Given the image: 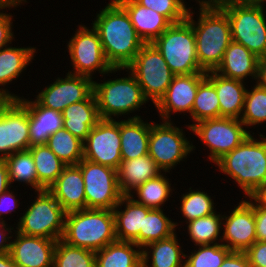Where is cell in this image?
<instances>
[{
	"label": "cell",
	"mask_w": 266,
	"mask_h": 267,
	"mask_svg": "<svg viewBox=\"0 0 266 267\" xmlns=\"http://www.w3.org/2000/svg\"><path fill=\"white\" fill-rule=\"evenodd\" d=\"M19 100L28 109L30 147L47 144L49 137L63 128L62 112L46 108L29 97L22 96Z\"/></svg>",
	"instance_id": "cell-22"
},
{
	"label": "cell",
	"mask_w": 266,
	"mask_h": 267,
	"mask_svg": "<svg viewBox=\"0 0 266 267\" xmlns=\"http://www.w3.org/2000/svg\"><path fill=\"white\" fill-rule=\"evenodd\" d=\"M62 116L63 128L84 142L90 130L101 120L94 93L86 100L66 107Z\"/></svg>",
	"instance_id": "cell-27"
},
{
	"label": "cell",
	"mask_w": 266,
	"mask_h": 267,
	"mask_svg": "<svg viewBox=\"0 0 266 267\" xmlns=\"http://www.w3.org/2000/svg\"><path fill=\"white\" fill-rule=\"evenodd\" d=\"M0 220V254L9 253L14 227ZM7 231V232H6Z\"/></svg>",
	"instance_id": "cell-49"
},
{
	"label": "cell",
	"mask_w": 266,
	"mask_h": 267,
	"mask_svg": "<svg viewBox=\"0 0 266 267\" xmlns=\"http://www.w3.org/2000/svg\"><path fill=\"white\" fill-rule=\"evenodd\" d=\"M233 208L229 215L223 214L221 243L230 251L245 252L257 241L253 196L240 200Z\"/></svg>",
	"instance_id": "cell-16"
},
{
	"label": "cell",
	"mask_w": 266,
	"mask_h": 267,
	"mask_svg": "<svg viewBox=\"0 0 266 267\" xmlns=\"http://www.w3.org/2000/svg\"><path fill=\"white\" fill-rule=\"evenodd\" d=\"M53 267H96L95 252L57 240Z\"/></svg>",
	"instance_id": "cell-41"
},
{
	"label": "cell",
	"mask_w": 266,
	"mask_h": 267,
	"mask_svg": "<svg viewBox=\"0 0 266 267\" xmlns=\"http://www.w3.org/2000/svg\"><path fill=\"white\" fill-rule=\"evenodd\" d=\"M120 119H101L83 142V159L118 170L122 161Z\"/></svg>",
	"instance_id": "cell-15"
},
{
	"label": "cell",
	"mask_w": 266,
	"mask_h": 267,
	"mask_svg": "<svg viewBox=\"0 0 266 267\" xmlns=\"http://www.w3.org/2000/svg\"><path fill=\"white\" fill-rule=\"evenodd\" d=\"M259 58L242 44L232 41L224 54L221 64L215 70L219 75L241 81H257ZM254 79V80H253Z\"/></svg>",
	"instance_id": "cell-24"
},
{
	"label": "cell",
	"mask_w": 266,
	"mask_h": 267,
	"mask_svg": "<svg viewBox=\"0 0 266 267\" xmlns=\"http://www.w3.org/2000/svg\"><path fill=\"white\" fill-rule=\"evenodd\" d=\"M34 193L37 195L34 196L33 202L18 218L16 231L28 236L61 239L66 211L48 190L34 191Z\"/></svg>",
	"instance_id": "cell-7"
},
{
	"label": "cell",
	"mask_w": 266,
	"mask_h": 267,
	"mask_svg": "<svg viewBox=\"0 0 266 267\" xmlns=\"http://www.w3.org/2000/svg\"><path fill=\"white\" fill-rule=\"evenodd\" d=\"M187 224V234L195 246L221 243L223 215L215 212L211 215L200 217ZM218 240V241H217Z\"/></svg>",
	"instance_id": "cell-35"
},
{
	"label": "cell",
	"mask_w": 266,
	"mask_h": 267,
	"mask_svg": "<svg viewBox=\"0 0 266 267\" xmlns=\"http://www.w3.org/2000/svg\"><path fill=\"white\" fill-rule=\"evenodd\" d=\"M0 267H18V266L11 258L10 253H2L0 254Z\"/></svg>",
	"instance_id": "cell-54"
},
{
	"label": "cell",
	"mask_w": 266,
	"mask_h": 267,
	"mask_svg": "<svg viewBox=\"0 0 266 267\" xmlns=\"http://www.w3.org/2000/svg\"><path fill=\"white\" fill-rule=\"evenodd\" d=\"M188 192L181 194L180 199V212L185 222L205 217L216 212L214 200L207 193L199 189L188 188Z\"/></svg>",
	"instance_id": "cell-39"
},
{
	"label": "cell",
	"mask_w": 266,
	"mask_h": 267,
	"mask_svg": "<svg viewBox=\"0 0 266 267\" xmlns=\"http://www.w3.org/2000/svg\"><path fill=\"white\" fill-rule=\"evenodd\" d=\"M46 145L66 166L77 165L83 159V141L65 128L52 134Z\"/></svg>",
	"instance_id": "cell-37"
},
{
	"label": "cell",
	"mask_w": 266,
	"mask_h": 267,
	"mask_svg": "<svg viewBox=\"0 0 266 267\" xmlns=\"http://www.w3.org/2000/svg\"><path fill=\"white\" fill-rule=\"evenodd\" d=\"M128 13L137 35L145 44L153 43L172 23L163 15L139 5L135 0H116Z\"/></svg>",
	"instance_id": "cell-26"
},
{
	"label": "cell",
	"mask_w": 266,
	"mask_h": 267,
	"mask_svg": "<svg viewBox=\"0 0 266 267\" xmlns=\"http://www.w3.org/2000/svg\"><path fill=\"white\" fill-rule=\"evenodd\" d=\"M91 25L97 30L106 60L113 68H126L145 44L116 0L99 10Z\"/></svg>",
	"instance_id": "cell-2"
},
{
	"label": "cell",
	"mask_w": 266,
	"mask_h": 267,
	"mask_svg": "<svg viewBox=\"0 0 266 267\" xmlns=\"http://www.w3.org/2000/svg\"><path fill=\"white\" fill-rule=\"evenodd\" d=\"M259 201L266 204V183L263 188L255 196Z\"/></svg>",
	"instance_id": "cell-55"
},
{
	"label": "cell",
	"mask_w": 266,
	"mask_h": 267,
	"mask_svg": "<svg viewBox=\"0 0 266 267\" xmlns=\"http://www.w3.org/2000/svg\"><path fill=\"white\" fill-rule=\"evenodd\" d=\"M77 27L74 35L67 42L66 49L73 67V70H68V73L94 79L93 74L96 71L103 77L123 70V68H113L106 60L99 34L93 26L91 29L84 24Z\"/></svg>",
	"instance_id": "cell-9"
},
{
	"label": "cell",
	"mask_w": 266,
	"mask_h": 267,
	"mask_svg": "<svg viewBox=\"0 0 266 267\" xmlns=\"http://www.w3.org/2000/svg\"><path fill=\"white\" fill-rule=\"evenodd\" d=\"M4 160L8 167L11 186L14 182H23V185L32 187L35 192L45 190L38 182L35 162L29 150L15 152Z\"/></svg>",
	"instance_id": "cell-33"
},
{
	"label": "cell",
	"mask_w": 266,
	"mask_h": 267,
	"mask_svg": "<svg viewBox=\"0 0 266 267\" xmlns=\"http://www.w3.org/2000/svg\"><path fill=\"white\" fill-rule=\"evenodd\" d=\"M27 2V0H0V9L5 8L8 10L11 9H16V7L20 5H24Z\"/></svg>",
	"instance_id": "cell-53"
},
{
	"label": "cell",
	"mask_w": 266,
	"mask_h": 267,
	"mask_svg": "<svg viewBox=\"0 0 266 267\" xmlns=\"http://www.w3.org/2000/svg\"><path fill=\"white\" fill-rule=\"evenodd\" d=\"M228 16L232 41L242 44L258 58L266 57V6L217 4Z\"/></svg>",
	"instance_id": "cell-8"
},
{
	"label": "cell",
	"mask_w": 266,
	"mask_h": 267,
	"mask_svg": "<svg viewBox=\"0 0 266 267\" xmlns=\"http://www.w3.org/2000/svg\"><path fill=\"white\" fill-rule=\"evenodd\" d=\"M124 70L128 72L127 77L105 80L104 76L102 83L96 80L93 82V93L101 119L116 120L122 115H127L128 119L142 118L137 114L131 117L129 115L140 112L143 104L146 105L149 101L144 97L135 76L127 68H123Z\"/></svg>",
	"instance_id": "cell-5"
},
{
	"label": "cell",
	"mask_w": 266,
	"mask_h": 267,
	"mask_svg": "<svg viewBox=\"0 0 266 267\" xmlns=\"http://www.w3.org/2000/svg\"><path fill=\"white\" fill-rule=\"evenodd\" d=\"M166 173L168 174V172H162L157 177L149 179L132 191L129 196L135 202L148 208L162 209L174 191V187H171V181L167 178Z\"/></svg>",
	"instance_id": "cell-32"
},
{
	"label": "cell",
	"mask_w": 266,
	"mask_h": 267,
	"mask_svg": "<svg viewBox=\"0 0 266 267\" xmlns=\"http://www.w3.org/2000/svg\"><path fill=\"white\" fill-rule=\"evenodd\" d=\"M206 78L217 92L220 117L240 119L247 92L246 83L237 79L223 77L215 71H208Z\"/></svg>",
	"instance_id": "cell-25"
},
{
	"label": "cell",
	"mask_w": 266,
	"mask_h": 267,
	"mask_svg": "<svg viewBox=\"0 0 266 267\" xmlns=\"http://www.w3.org/2000/svg\"><path fill=\"white\" fill-rule=\"evenodd\" d=\"M29 148L27 107L19 99L0 100V159Z\"/></svg>",
	"instance_id": "cell-14"
},
{
	"label": "cell",
	"mask_w": 266,
	"mask_h": 267,
	"mask_svg": "<svg viewBox=\"0 0 266 267\" xmlns=\"http://www.w3.org/2000/svg\"><path fill=\"white\" fill-rule=\"evenodd\" d=\"M162 173L156 162L147 154L121 161L117 170L118 185L122 195H129L141 184Z\"/></svg>",
	"instance_id": "cell-28"
},
{
	"label": "cell",
	"mask_w": 266,
	"mask_h": 267,
	"mask_svg": "<svg viewBox=\"0 0 266 267\" xmlns=\"http://www.w3.org/2000/svg\"><path fill=\"white\" fill-rule=\"evenodd\" d=\"M174 121H150L148 155L156 162L162 172H172L184 159L189 157L196 146L186 136L182 126ZM172 169V170H171Z\"/></svg>",
	"instance_id": "cell-10"
},
{
	"label": "cell",
	"mask_w": 266,
	"mask_h": 267,
	"mask_svg": "<svg viewBox=\"0 0 266 267\" xmlns=\"http://www.w3.org/2000/svg\"><path fill=\"white\" fill-rule=\"evenodd\" d=\"M220 267H252L245 252L232 251Z\"/></svg>",
	"instance_id": "cell-48"
},
{
	"label": "cell",
	"mask_w": 266,
	"mask_h": 267,
	"mask_svg": "<svg viewBox=\"0 0 266 267\" xmlns=\"http://www.w3.org/2000/svg\"><path fill=\"white\" fill-rule=\"evenodd\" d=\"M220 118V106L214 85L205 77L198 86L195 101L191 111L193 122L189 123V127L193 124L204 120Z\"/></svg>",
	"instance_id": "cell-38"
},
{
	"label": "cell",
	"mask_w": 266,
	"mask_h": 267,
	"mask_svg": "<svg viewBox=\"0 0 266 267\" xmlns=\"http://www.w3.org/2000/svg\"><path fill=\"white\" fill-rule=\"evenodd\" d=\"M206 77V73L175 75L167 88L165 95L154 106L162 121H172L171 115L190 114L195 101L199 83ZM187 114H185V113Z\"/></svg>",
	"instance_id": "cell-18"
},
{
	"label": "cell",
	"mask_w": 266,
	"mask_h": 267,
	"mask_svg": "<svg viewBox=\"0 0 266 267\" xmlns=\"http://www.w3.org/2000/svg\"><path fill=\"white\" fill-rule=\"evenodd\" d=\"M126 68L135 76L144 97L154 106L165 95L175 76L152 43L144 44Z\"/></svg>",
	"instance_id": "cell-11"
},
{
	"label": "cell",
	"mask_w": 266,
	"mask_h": 267,
	"mask_svg": "<svg viewBox=\"0 0 266 267\" xmlns=\"http://www.w3.org/2000/svg\"><path fill=\"white\" fill-rule=\"evenodd\" d=\"M152 44L174 75L207 73L198 63L195 35L187 20L170 25Z\"/></svg>",
	"instance_id": "cell-6"
},
{
	"label": "cell",
	"mask_w": 266,
	"mask_h": 267,
	"mask_svg": "<svg viewBox=\"0 0 266 267\" xmlns=\"http://www.w3.org/2000/svg\"><path fill=\"white\" fill-rule=\"evenodd\" d=\"M177 235L174 233L143 247L142 267H185V252L182 251L185 249L178 243Z\"/></svg>",
	"instance_id": "cell-29"
},
{
	"label": "cell",
	"mask_w": 266,
	"mask_h": 267,
	"mask_svg": "<svg viewBox=\"0 0 266 267\" xmlns=\"http://www.w3.org/2000/svg\"><path fill=\"white\" fill-rule=\"evenodd\" d=\"M48 191L66 212L86 209L84 180L78 165L65 166Z\"/></svg>",
	"instance_id": "cell-20"
},
{
	"label": "cell",
	"mask_w": 266,
	"mask_h": 267,
	"mask_svg": "<svg viewBox=\"0 0 266 267\" xmlns=\"http://www.w3.org/2000/svg\"><path fill=\"white\" fill-rule=\"evenodd\" d=\"M199 17L190 7L187 21L192 25L196 40V54L200 67L215 71L221 64L228 45L232 42L231 25L227 14L213 0H195Z\"/></svg>",
	"instance_id": "cell-1"
},
{
	"label": "cell",
	"mask_w": 266,
	"mask_h": 267,
	"mask_svg": "<svg viewBox=\"0 0 266 267\" xmlns=\"http://www.w3.org/2000/svg\"><path fill=\"white\" fill-rule=\"evenodd\" d=\"M164 209H151L144 217L143 229H140V248L147 244L170 237L176 233L178 222L167 217Z\"/></svg>",
	"instance_id": "cell-36"
},
{
	"label": "cell",
	"mask_w": 266,
	"mask_h": 267,
	"mask_svg": "<svg viewBox=\"0 0 266 267\" xmlns=\"http://www.w3.org/2000/svg\"><path fill=\"white\" fill-rule=\"evenodd\" d=\"M142 249L131 241L116 240L95 252L96 267H142Z\"/></svg>",
	"instance_id": "cell-31"
},
{
	"label": "cell",
	"mask_w": 266,
	"mask_h": 267,
	"mask_svg": "<svg viewBox=\"0 0 266 267\" xmlns=\"http://www.w3.org/2000/svg\"><path fill=\"white\" fill-rule=\"evenodd\" d=\"M17 47L8 45L0 50V100L20 98V94L18 96L5 87L22 76L37 53L33 46Z\"/></svg>",
	"instance_id": "cell-21"
},
{
	"label": "cell",
	"mask_w": 266,
	"mask_h": 267,
	"mask_svg": "<svg viewBox=\"0 0 266 267\" xmlns=\"http://www.w3.org/2000/svg\"><path fill=\"white\" fill-rule=\"evenodd\" d=\"M150 210L151 208L135 202L129 195H123L113 209L116 239L131 241L140 247V229H143L144 217Z\"/></svg>",
	"instance_id": "cell-23"
},
{
	"label": "cell",
	"mask_w": 266,
	"mask_h": 267,
	"mask_svg": "<svg viewBox=\"0 0 266 267\" xmlns=\"http://www.w3.org/2000/svg\"><path fill=\"white\" fill-rule=\"evenodd\" d=\"M28 150L31 152L35 162L38 182L45 190H48L66 165L46 144L32 146Z\"/></svg>",
	"instance_id": "cell-34"
},
{
	"label": "cell",
	"mask_w": 266,
	"mask_h": 267,
	"mask_svg": "<svg viewBox=\"0 0 266 267\" xmlns=\"http://www.w3.org/2000/svg\"><path fill=\"white\" fill-rule=\"evenodd\" d=\"M10 255L18 267H53L57 240L14 231Z\"/></svg>",
	"instance_id": "cell-19"
},
{
	"label": "cell",
	"mask_w": 266,
	"mask_h": 267,
	"mask_svg": "<svg viewBox=\"0 0 266 267\" xmlns=\"http://www.w3.org/2000/svg\"><path fill=\"white\" fill-rule=\"evenodd\" d=\"M4 10L5 8L0 9V50L7 47L15 40L14 31L12 32L14 16H12V13L8 14L7 10Z\"/></svg>",
	"instance_id": "cell-44"
},
{
	"label": "cell",
	"mask_w": 266,
	"mask_h": 267,
	"mask_svg": "<svg viewBox=\"0 0 266 267\" xmlns=\"http://www.w3.org/2000/svg\"><path fill=\"white\" fill-rule=\"evenodd\" d=\"M185 254V267H220L232 252L222 243L199 245Z\"/></svg>",
	"instance_id": "cell-42"
},
{
	"label": "cell",
	"mask_w": 266,
	"mask_h": 267,
	"mask_svg": "<svg viewBox=\"0 0 266 267\" xmlns=\"http://www.w3.org/2000/svg\"><path fill=\"white\" fill-rule=\"evenodd\" d=\"M216 4H248V5H265L266 0H213Z\"/></svg>",
	"instance_id": "cell-52"
},
{
	"label": "cell",
	"mask_w": 266,
	"mask_h": 267,
	"mask_svg": "<svg viewBox=\"0 0 266 267\" xmlns=\"http://www.w3.org/2000/svg\"><path fill=\"white\" fill-rule=\"evenodd\" d=\"M245 254L252 267H266V241L254 242Z\"/></svg>",
	"instance_id": "cell-46"
},
{
	"label": "cell",
	"mask_w": 266,
	"mask_h": 267,
	"mask_svg": "<svg viewBox=\"0 0 266 267\" xmlns=\"http://www.w3.org/2000/svg\"><path fill=\"white\" fill-rule=\"evenodd\" d=\"M139 5L151 9L164 17L172 24L187 19L190 7L184 0H135Z\"/></svg>",
	"instance_id": "cell-43"
},
{
	"label": "cell",
	"mask_w": 266,
	"mask_h": 267,
	"mask_svg": "<svg viewBox=\"0 0 266 267\" xmlns=\"http://www.w3.org/2000/svg\"><path fill=\"white\" fill-rule=\"evenodd\" d=\"M61 240L74 247L99 251L117 240L113 210L86 208L66 212Z\"/></svg>",
	"instance_id": "cell-4"
},
{
	"label": "cell",
	"mask_w": 266,
	"mask_h": 267,
	"mask_svg": "<svg viewBox=\"0 0 266 267\" xmlns=\"http://www.w3.org/2000/svg\"><path fill=\"white\" fill-rule=\"evenodd\" d=\"M9 188L4 193L0 194V220L3 222H6L4 218H6L7 215L12 214L11 212H15L16 208H20V202L19 198H16V193H14V190H10ZM10 213V214H9Z\"/></svg>",
	"instance_id": "cell-47"
},
{
	"label": "cell",
	"mask_w": 266,
	"mask_h": 267,
	"mask_svg": "<svg viewBox=\"0 0 266 267\" xmlns=\"http://www.w3.org/2000/svg\"><path fill=\"white\" fill-rule=\"evenodd\" d=\"M256 82L261 87L266 88V57L259 58L258 77Z\"/></svg>",
	"instance_id": "cell-51"
},
{
	"label": "cell",
	"mask_w": 266,
	"mask_h": 267,
	"mask_svg": "<svg viewBox=\"0 0 266 267\" xmlns=\"http://www.w3.org/2000/svg\"><path fill=\"white\" fill-rule=\"evenodd\" d=\"M255 230L257 241H266V204L253 196Z\"/></svg>",
	"instance_id": "cell-45"
},
{
	"label": "cell",
	"mask_w": 266,
	"mask_h": 267,
	"mask_svg": "<svg viewBox=\"0 0 266 267\" xmlns=\"http://www.w3.org/2000/svg\"><path fill=\"white\" fill-rule=\"evenodd\" d=\"M247 89L244 108L240 117L241 122L249 129L260 126L266 122V88L261 87L257 82ZM250 127V128H249Z\"/></svg>",
	"instance_id": "cell-40"
},
{
	"label": "cell",
	"mask_w": 266,
	"mask_h": 267,
	"mask_svg": "<svg viewBox=\"0 0 266 267\" xmlns=\"http://www.w3.org/2000/svg\"><path fill=\"white\" fill-rule=\"evenodd\" d=\"M11 187L7 164L4 159H0V194Z\"/></svg>",
	"instance_id": "cell-50"
},
{
	"label": "cell",
	"mask_w": 266,
	"mask_h": 267,
	"mask_svg": "<svg viewBox=\"0 0 266 267\" xmlns=\"http://www.w3.org/2000/svg\"><path fill=\"white\" fill-rule=\"evenodd\" d=\"M150 122L141 118L120 120L122 161L148 154Z\"/></svg>",
	"instance_id": "cell-30"
},
{
	"label": "cell",
	"mask_w": 266,
	"mask_h": 267,
	"mask_svg": "<svg viewBox=\"0 0 266 267\" xmlns=\"http://www.w3.org/2000/svg\"><path fill=\"white\" fill-rule=\"evenodd\" d=\"M186 128L197 135L210 151L208 159L215 163L225 154L239 146L251 133L240 119L212 118L204 119Z\"/></svg>",
	"instance_id": "cell-12"
},
{
	"label": "cell",
	"mask_w": 266,
	"mask_h": 267,
	"mask_svg": "<svg viewBox=\"0 0 266 267\" xmlns=\"http://www.w3.org/2000/svg\"><path fill=\"white\" fill-rule=\"evenodd\" d=\"M77 165L84 180L86 208L113 210L123 196L117 170L87 159H82Z\"/></svg>",
	"instance_id": "cell-13"
},
{
	"label": "cell",
	"mask_w": 266,
	"mask_h": 267,
	"mask_svg": "<svg viewBox=\"0 0 266 267\" xmlns=\"http://www.w3.org/2000/svg\"><path fill=\"white\" fill-rule=\"evenodd\" d=\"M35 99L44 107L62 112L69 105L86 100L93 93L92 78L66 73L65 78L57 77Z\"/></svg>",
	"instance_id": "cell-17"
},
{
	"label": "cell",
	"mask_w": 266,
	"mask_h": 267,
	"mask_svg": "<svg viewBox=\"0 0 266 267\" xmlns=\"http://www.w3.org/2000/svg\"><path fill=\"white\" fill-rule=\"evenodd\" d=\"M252 135L215 163L220 173L242 189L244 198L256 196L266 183V136L261 132V139Z\"/></svg>",
	"instance_id": "cell-3"
}]
</instances>
